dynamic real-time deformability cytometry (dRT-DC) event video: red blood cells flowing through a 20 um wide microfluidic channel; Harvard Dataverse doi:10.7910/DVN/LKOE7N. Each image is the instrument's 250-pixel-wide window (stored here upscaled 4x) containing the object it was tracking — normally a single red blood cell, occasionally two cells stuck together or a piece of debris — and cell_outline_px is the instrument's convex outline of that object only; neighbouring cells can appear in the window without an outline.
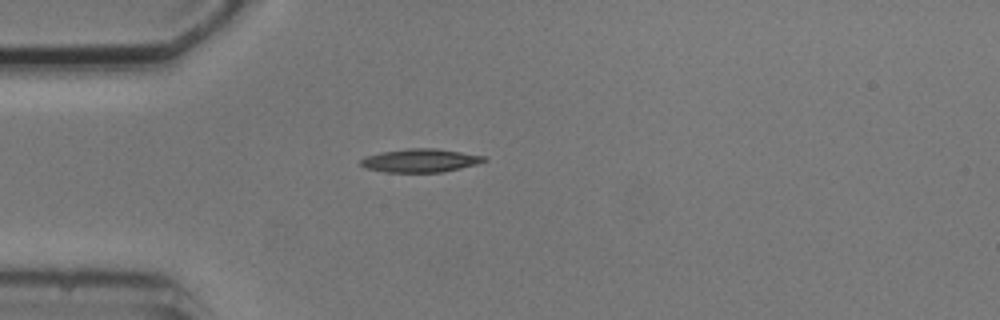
{"species": "common noctule bat (a hibernating species)", "species_latin": "Nyctalus noctula", "temperature_condition": "cold", "stored_images_in_passage": 1, "camera_frame_rate_fps": 3000, "um_per_image_px": 0.085, "animal": {"sex": "male", "body_mass_g": 20.5, "forearm_length_mm": 52.5}, "frame": {"image": 1, "passage_image": 1, "time_ms": 0.0, "image_size_px": [1000, 320], "cell_outline_px": [[488, 160], [476, 164], [444, 172], [384, 172], [364, 168], [360, 164], [360, 160], [364, 156], [384, 152], [408, 148], [436, 148], [484, 156]], "centroid_in_image_um": [35.69, 13.65], "position_along_channel_um": 49.3, "area_um2": 16.76}}